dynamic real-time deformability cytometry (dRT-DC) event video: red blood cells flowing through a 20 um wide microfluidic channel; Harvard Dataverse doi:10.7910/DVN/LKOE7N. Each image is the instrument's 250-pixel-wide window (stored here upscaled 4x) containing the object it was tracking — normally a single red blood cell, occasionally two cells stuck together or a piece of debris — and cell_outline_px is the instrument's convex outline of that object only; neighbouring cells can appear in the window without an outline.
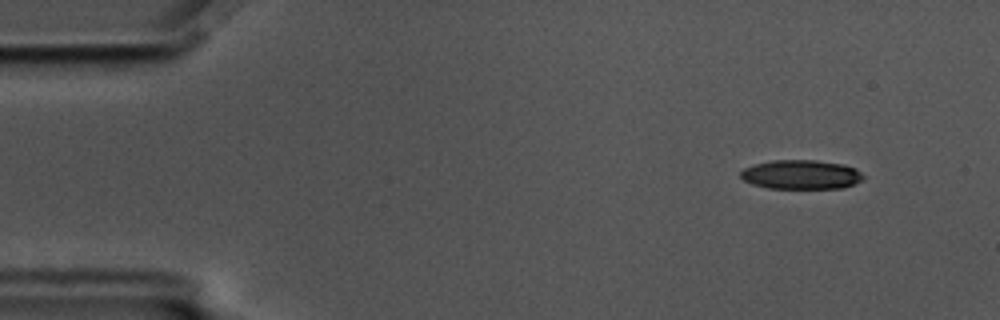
{"species": "common noctule bat (a hibernating species)", "species_latin": "Nyctalus noctula", "temperature_condition": "cold", "stored_images_in_passage": 58, "camera_frame_rate_fps": 3000, "um_per_image_px": 0.085, "animal": {"sex": "male", "body_mass_g": 17.5, "forearm_length_mm": 52.3}, "frame": {"image": 1, "passage_image": 6, "time_ms": 1.667, "image_size_px": [1000, 320], "cell_outline_px": [[864, 180], [844, 188], [768, 188], [752, 184], [744, 180], [740, 176], [740, 172], [744, 168], [756, 164], [772, 160], [816, 160], [844, 164], [856, 168], [864, 176]], "centroid_in_image_um": [68.13, 14.84], "position_along_channel_um": 16.9, "area_um2": 20.98}}
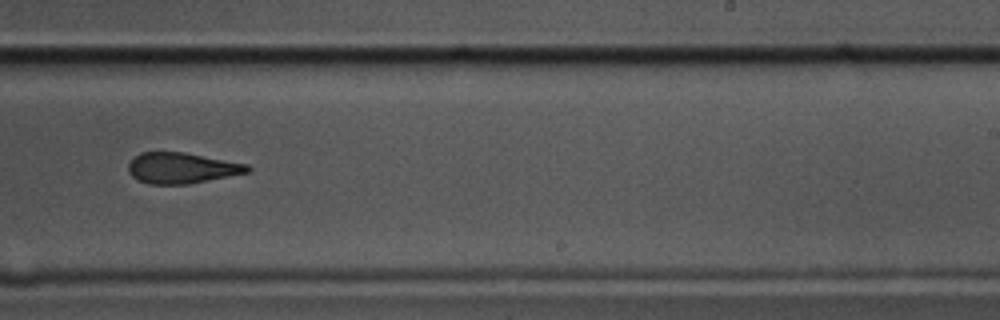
{"frame": {"image": 2, "passage_image": 36, "time_ms": 11.667, "image_size_px": [1000, 320], "cell_outline_px": [[252, 168], [248, 172], [188, 184], [148, 184], [136, 180], [128, 172], [128, 164], [140, 152], [184, 152], [248, 164]], "centroid_in_image_um": [15.42, 14.28], "position_along_channel_um": 273.6, "area_um2": 21.33}}
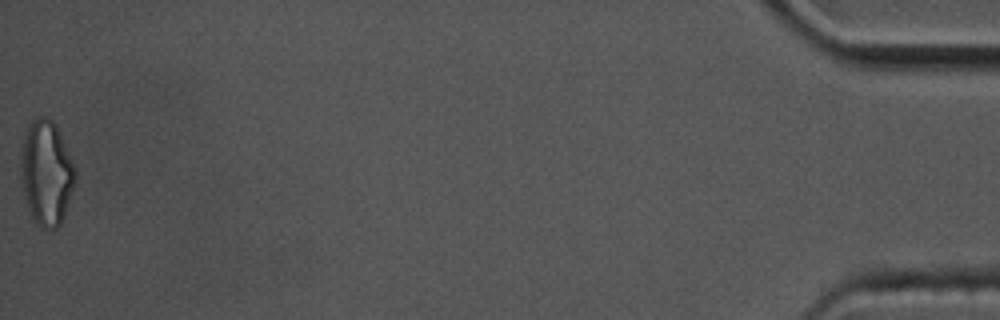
{"frame": {"image": 3, "passage_image": 58, "time_ms": 19.0, "image_size_px": [1000, 320], "cell_outline_px": [[76, 180], [60, 224], [56, 228], [40, 228], [32, 216], [24, 192], [20, 172], [20, 152], [24, 136], [32, 120], [36, 116], [44, 116], [52, 120], [56, 124], [76, 172]], "centroid_in_image_um": [3.93, 14.65], "position_along_channel_um": 431.3, "area_um2": 32.71}, "authors_computed_cell_mechanics": {"area_um2": 22.7732, "velocity_mm_per_s": 3.5131, "shape_relaxation_time_tau1_ms": 4.1973, "shape_relaxation_time_tau2_ms": 3.638, "deformation_change_tau1": 0.1563, "deformation_change_tau2": 0.1414}}